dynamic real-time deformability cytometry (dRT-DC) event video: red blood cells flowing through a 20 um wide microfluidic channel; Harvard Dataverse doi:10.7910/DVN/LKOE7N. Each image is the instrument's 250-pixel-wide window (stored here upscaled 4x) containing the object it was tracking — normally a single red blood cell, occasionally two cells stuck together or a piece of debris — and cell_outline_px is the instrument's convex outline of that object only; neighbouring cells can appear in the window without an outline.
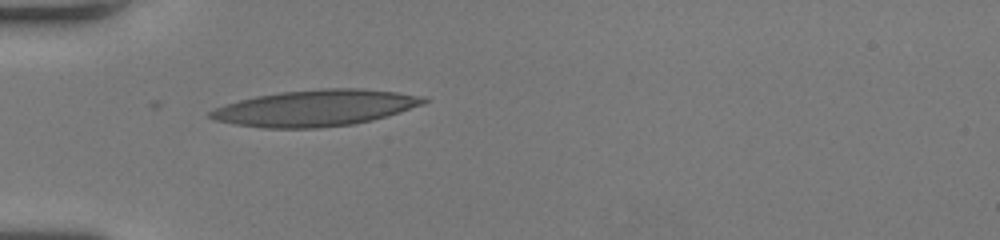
{"species": "human", "species_latin": "Homo sapiens", "temperature_condition": "room temperature", "stored_images_in_passage": 36, "camera_frame_rate_fps": 3000, "um_per_image_px": 0.085, "donor": {"sex": "female"}, "frame": {"image": 1, "passage_image": 1, "time_ms": 0.0, "image_size_px": [1000, 240], "cell_outline_px": [[428, 100], [424, 104], [388, 116], [372, 120], [352, 124], [320, 128], [264, 128], [236, 124], [216, 120], [208, 116], [208, 112], [224, 104], [256, 96], [280, 92], [324, 88], [360, 88], [396, 92], [424, 96]], "centroid_in_image_um": [26.83, 9.18], "position_along_channel_um": 58.2, "area_um2": 45.03}}
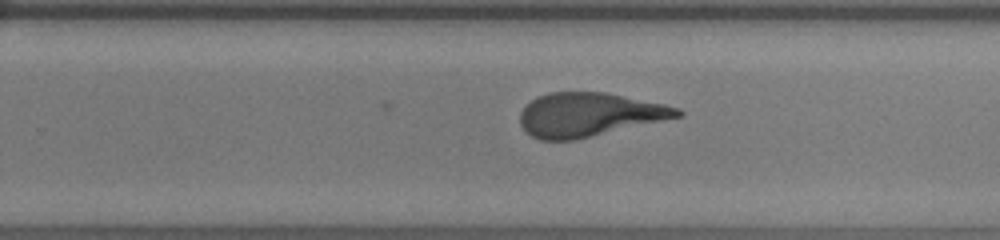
{"frame": {"image": 2, "passage_image": 18, "time_ms": 5.667, "image_size_px": [1000, 240], "cell_outline_px": [[684, 112], [680, 116], [572, 140], [540, 140], [532, 136], [520, 124], [520, 112], [536, 96], [548, 92], [604, 92], [664, 104], [680, 108]], "centroid_in_image_um": [50.03, 9.73], "position_along_channel_um": 279.8, "area_um2": 39.48}}
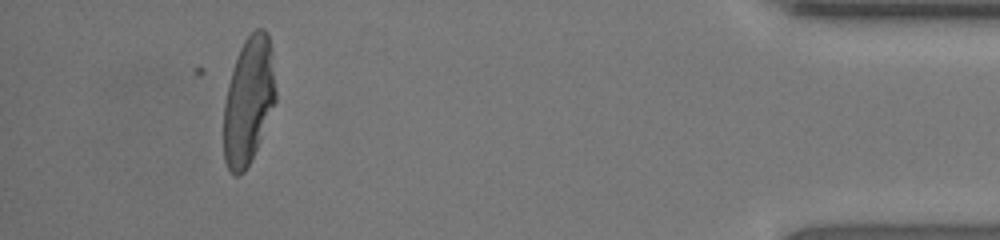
{"frame": {"image": 3, "passage_image": 32, "time_ms": 10.333, "image_size_px": [1000, 240], "cell_outline_px": [[276, 100], [256, 148], [244, 172], [240, 176], [236, 176], [228, 172], [224, 160], [224, 104], [228, 84], [232, 68], [240, 48], [244, 40], [256, 28], [264, 28], [268, 32], [272, 48], [276, 88]], "centroid_in_image_um": [21.13, 8.53], "position_along_channel_um": 414.1, "area_um2": 38.67}, "authors_computed_cell_mechanics": {"area_um2": 41.0091, "velocity_mm_per_s": 4.0982, "shape_relaxation_time_tau1_ms": 6.2867, "shape_relaxation_time_tau2_ms": 1.3863, "deformation_change_tau1": 0.2765, "deformation_change_tau2": 0.1053}}